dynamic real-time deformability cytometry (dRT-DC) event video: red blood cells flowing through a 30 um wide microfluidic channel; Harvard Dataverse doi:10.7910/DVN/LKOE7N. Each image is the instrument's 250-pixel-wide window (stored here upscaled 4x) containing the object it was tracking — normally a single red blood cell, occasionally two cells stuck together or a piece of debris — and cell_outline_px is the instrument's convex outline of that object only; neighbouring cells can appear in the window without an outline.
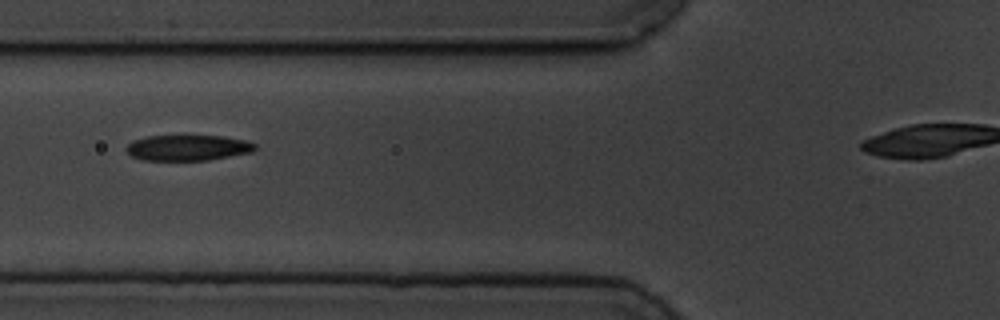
{"species": "common noctule bat (a hibernating species)", "species_latin": "Nyctalus noctula", "temperature_condition": "cold", "stored_images_in_passage": 6, "segment_of_instrument_passage": [1, 2], "camera_frame_rate_fps": 3000, "um_per_image_px": 0.085, "animal": {"sex": "male", "body_mass_g": 19.5, "forearm_length_mm": 54.6}, "frame": {"image": 1, "passage_image": 3, "time_ms": 2.667, "image_size_px": [1000, 320], "cell_outline_px": [[256, 148], [252, 152], [208, 160], [144, 160], [132, 156], [124, 148], [132, 140], [148, 136], [184, 132], [224, 136], [248, 140], [256, 144]], "centroid_in_image_um": [15.97, 12.49], "position_along_channel_um": 109.8, "area_um2": 20.4}}
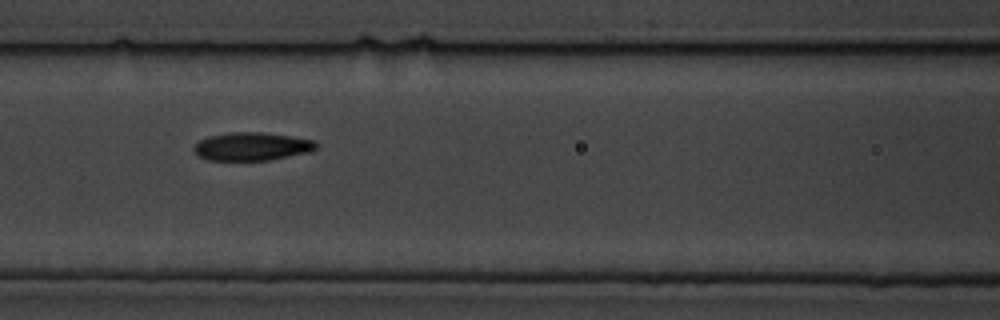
{"frame": {"image": 2, "passage_image": 4, "time_ms": 3.667, "image_size_px": [1000, 320], "cell_outline_px": [[316, 148], [312, 152], [268, 160], [208, 160], [200, 156], [192, 148], [200, 140], [208, 136], [228, 132], [260, 132], [292, 136], [316, 140]], "centroid_in_image_um": [21.44, 12.44], "position_along_channel_um": 145.2, "area_um2": 20.11}}
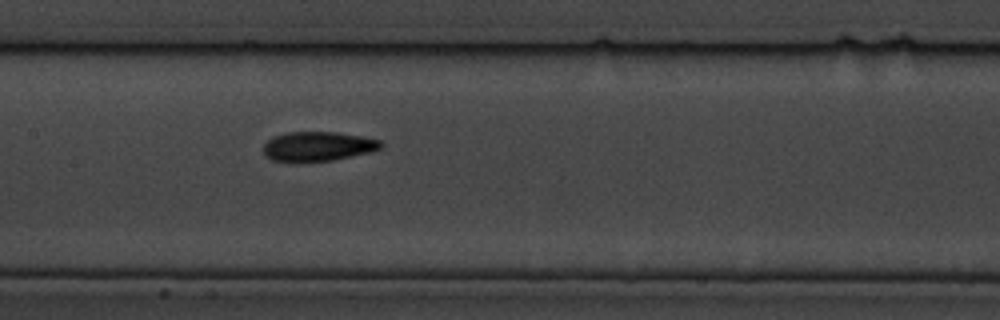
{"frame": {"image": 3, "passage_image": 5, "time_ms": 4.667, "image_size_px": [1000, 320], "cell_outline_px": [[384, 144], [380, 148], [368, 152], [352, 156], [332, 160], [292, 164], [272, 160], [264, 156], [264, 144], [272, 136], [288, 132], [336, 132], [360, 136], [380, 140]], "centroid_in_image_um": [26.94, 12.47], "position_along_channel_um": 180.5, "area_um2": 20.58}}